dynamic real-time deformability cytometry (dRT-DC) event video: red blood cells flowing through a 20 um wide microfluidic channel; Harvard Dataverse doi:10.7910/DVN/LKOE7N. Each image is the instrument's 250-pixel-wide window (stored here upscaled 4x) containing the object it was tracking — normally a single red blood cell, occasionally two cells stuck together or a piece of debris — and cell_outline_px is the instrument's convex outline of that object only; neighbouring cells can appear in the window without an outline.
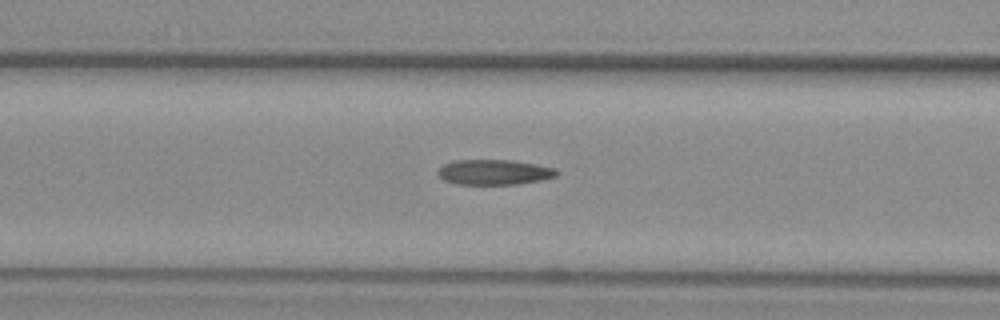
{"species": "common noctule bat (a hibernating species)", "species_latin": "Nyctalus noctula", "temperature_condition": "warm", "stored_images_in_passage": 47, "camera_frame_rate_fps": 3000, "um_per_image_px": 0.085, "animal": {"sex": "female", "body_mass_g": 29.2, "forearm_length_mm": 56.3}, "frame": {"image": 1, "passage_image": 22, "time_ms": 7.0, "image_size_px": [1000, 320], "cell_outline_px": [[560, 172], [556, 176], [544, 180], [516, 184], [456, 184], [444, 180], [436, 172], [444, 164], [452, 160], [512, 160], [536, 164], [556, 168]], "centroid_in_image_um": [42.03, 14.63], "position_along_channel_um": 124.6, "area_um2": 17.57}}
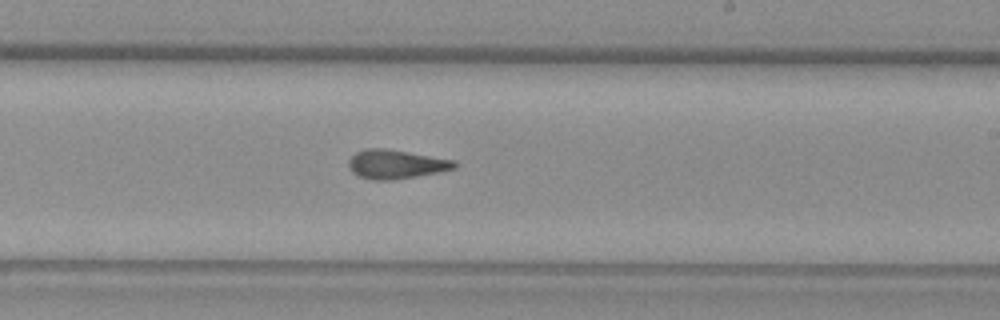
{"frame": {"image": 2, "passage_image": 32, "time_ms": 10.333, "image_size_px": [1000, 320], "cell_outline_px": [[456, 168], [416, 176], [392, 180], [372, 180], [360, 176], [352, 172], [348, 168], [348, 160], [356, 152], [364, 148], [384, 148], [456, 160]], "centroid_in_image_um": [33.62, 13.95], "position_along_channel_um": 255.4, "area_um2": 17.8}}
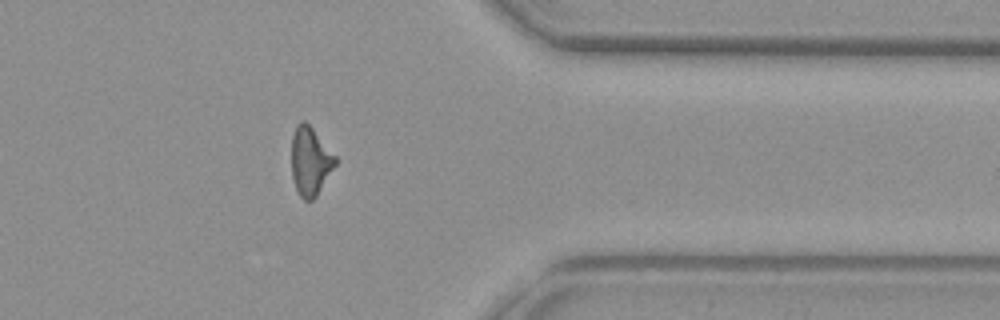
{"frame": {"image": 3, "passage_image": 43, "time_ms": 14.0, "image_size_px": [1000, 320], "cell_outline_px": [[336, 164], [316, 196], [312, 200], [304, 200], [300, 196], [296, 188], [292, 176], [292, 136], [296, 124], [300, 120], [304, 120], [312, 128], [336, 156]], "centroid_in_image_um": [26.36, 13.68], "position_along_channel_um": 385.0, "area_um2": 17.28}, "authors_computed_cell_mechanics": {"area_um2": 17.5712, "velocity_mm_per_s": 3.9278, "shape_relaxation_time_tau1_ms": null, "shape_relaxation_time_tau2_ms": 2.8274, "deformation_change_tau1": null, "deformation_change_tau2": 0.1111}}